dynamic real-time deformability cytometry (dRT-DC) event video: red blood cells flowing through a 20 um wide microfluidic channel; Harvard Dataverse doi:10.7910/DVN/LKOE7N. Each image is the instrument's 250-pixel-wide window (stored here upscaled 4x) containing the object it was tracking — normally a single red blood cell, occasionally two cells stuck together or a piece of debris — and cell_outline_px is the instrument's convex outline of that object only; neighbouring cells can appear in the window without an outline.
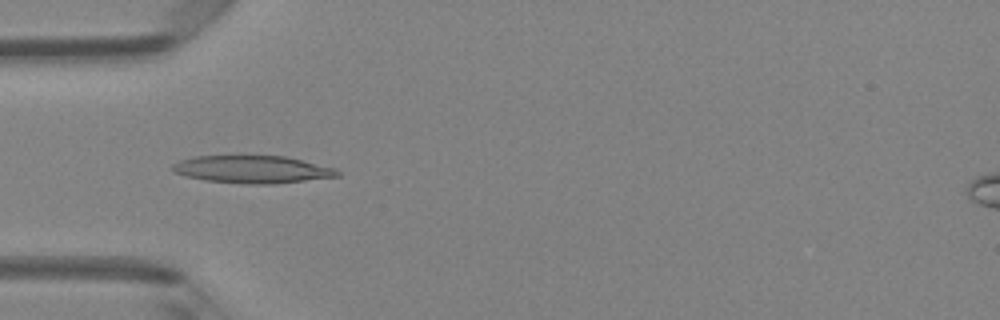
{"species": "Egyptian fruit bat (a non-hibernating species)", "species_latin": "Rousettus aegyptiacus", "temperature_condition": "room temperature", "stored_images_in_passage": 4, "camera_frame_rate_fps": 3000, "um_per_image_px": 0.085, "animal": {"sex": "female"}, "frame": {"image": 1, "passage_image": 3, "time_ms": 0.667, "image_size_px": [1000, 320], "cell_outline_px": [[340, 176], [276, 184], [252, 184], [204, 180], [184, 176], [172, 172], [172, 164], [180, 160], [192, 156], [284, 156], [336, 168], [340, 172]], "centroid_in_image_um": [21.43, 14.4], "position_along_channel_um": 63.6, "area_um2": 26.53}}
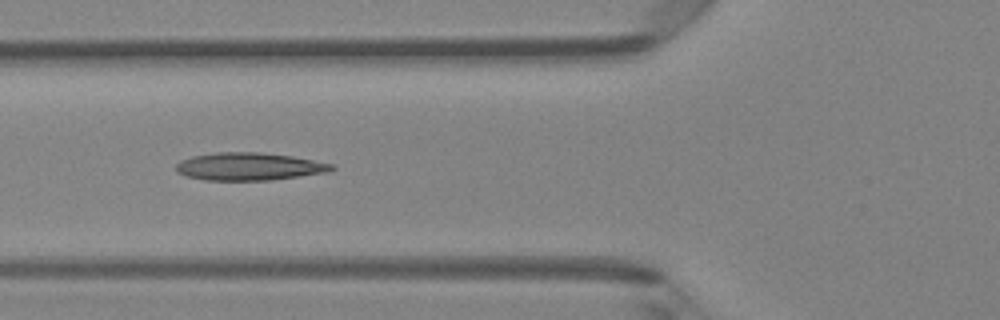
{"frame": {"image": 2, "passage_image": 4, "time_ms": 1.0, "image_size_px": [1000, 320], "cell_outline_px": [[336, 168], [328, 172], [272, 180], [204, 180], [188, 176], [176, 172], [176, 164], [180, 160], [192, 156], [216, 152], [260, 152], [292, 156], [336, 164]], "centroid_in_image_um": [21.2, 14.15], "position_along_channel_um": 104.6, "area_um2": 25.26}}